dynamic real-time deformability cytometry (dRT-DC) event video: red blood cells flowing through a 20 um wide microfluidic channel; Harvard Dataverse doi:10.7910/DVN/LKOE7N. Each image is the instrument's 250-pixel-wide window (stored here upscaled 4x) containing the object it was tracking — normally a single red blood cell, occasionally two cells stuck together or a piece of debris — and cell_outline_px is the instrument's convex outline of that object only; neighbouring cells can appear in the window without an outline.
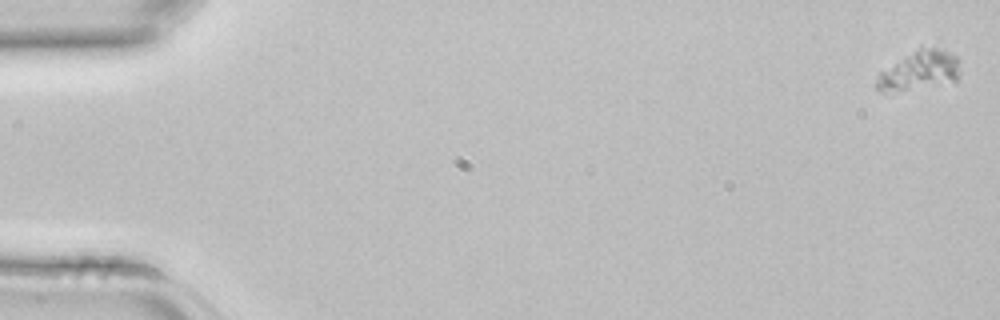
{"species": "common noctule bat (a hibernating species)", "species_latin": "Nyctalus noctula", "temperature_condition": "room temperature", "stored_images_in_passage": 5, "camera_frame_rate_fps": 3000, "um_per_image_px": 0.085, "animal": {"sex": "female", "body_mass_g": 22.7, "forearm_length_mm": 54.2}, "frame": {"image": 1, "passage_image": 1, "time_ms": 0.0, "image_size_px": [1000, 320], "cell_outline_px": [[960, 76], [956, 80], [884, 96], [876, 88], [876, 80], [880, 72], [920, 44], [936, 48], [948, 52], [956, 56], [960, 60]], "centroid_in_image_um": [78.09, 6.01], "position_along_channel_um": 6.9, "area_um2": 19.94}}